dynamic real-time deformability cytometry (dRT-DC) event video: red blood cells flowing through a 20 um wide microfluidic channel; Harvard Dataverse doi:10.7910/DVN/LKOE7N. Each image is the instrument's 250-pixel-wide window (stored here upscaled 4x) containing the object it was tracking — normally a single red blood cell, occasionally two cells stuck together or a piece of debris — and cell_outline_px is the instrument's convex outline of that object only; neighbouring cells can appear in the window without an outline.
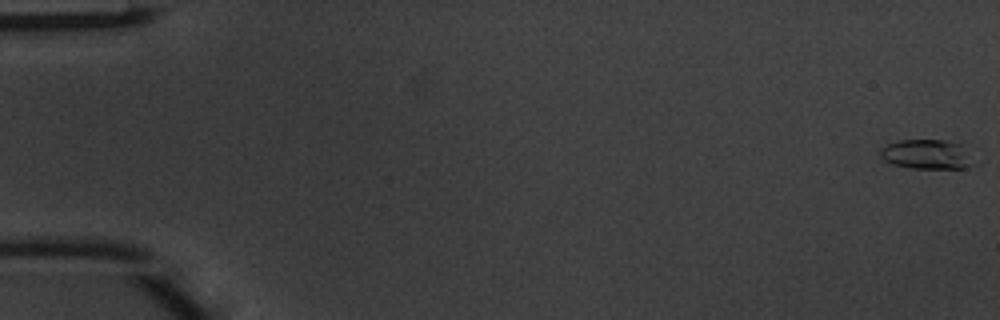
{"species": "common noctule bat (a hibernating species)", "species_latin": "Nyctalus noctula", "temperature_condition": "warm", "stored_images_in_passage": 10, "camera_frame_rate_fps": 3000, "um_per_image_px": 0.085, "animal": {"sex": "male", "body_mass_g": 20.1, "forearm_length_mm": 53.5}, "frame": {"image": 1, "passage_image": 1, "time_ms": 0.0, "image_size_px": [1000, 320], "cell_outline_px": [[980, 164], [964, 168], [912, 168], [892, 164], [884, 160], [880, 156], [880, 148], [888, 144], [900, 140], [948, 140], [960, 144]], "centroid_in_image_um": [78.84, 13.13], "position_along_channel_um": 6.2, "area_um2": 16.36}}